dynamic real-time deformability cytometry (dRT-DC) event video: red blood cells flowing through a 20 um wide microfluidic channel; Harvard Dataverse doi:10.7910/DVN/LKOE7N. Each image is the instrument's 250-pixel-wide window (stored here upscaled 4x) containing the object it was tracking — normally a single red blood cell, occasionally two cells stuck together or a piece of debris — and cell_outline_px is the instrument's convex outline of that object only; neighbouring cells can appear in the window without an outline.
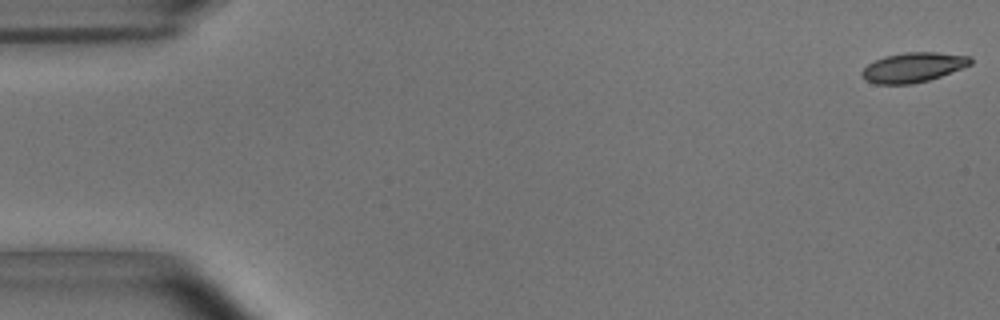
{"species": "common noctule bat (a hibernating species)", "species_latin": "Nyctalus noctula", "temperature_condition": "room temperature", "stored_images_in_passage": 54, "camera_frame_rate_fps": 3000, "um_per_image_px": 0.085, "animal": {"sex": "male", "body_mass_g": 15.6}, "frame": {"image": 1, "passage_image": 1, "time_ms": 0.0, "image_size_px": [1000, 320], "cell_outline_px": [[972, 64], [940, 76], [928, 80], [912, 84], [876, 84], [864, 80], [860, 72], [868, 64], [884, 56], [904, 52], [936, 52], [972, 56]], "centroid_in_image_um": [77.61, 5.72], "position_along_channel_um": 7.4, "area_um2": 18.84}}
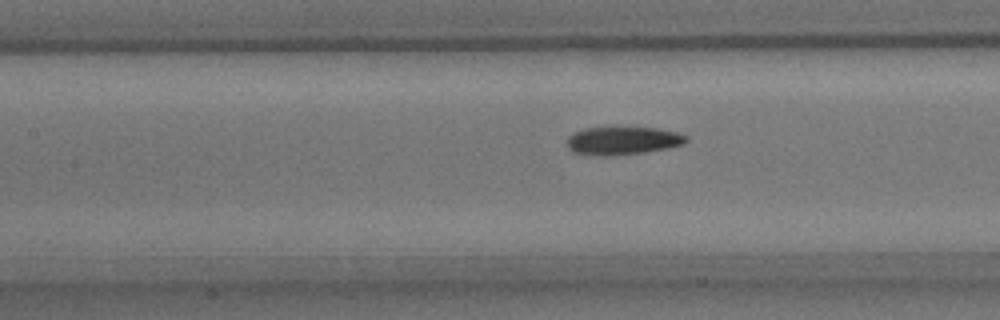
{"frame": {"image": 2, "passage_image": 24, "time_ms": 7.667, "image_size_px": [1000, 320], "cell_outline_px": [[688, 140], [684, 144], [668, 148], [644, 152], [612, 156], [600, 156], [572, 152], [568, 148], [568, 136], [584, 128], [656, 128], [676, 132], [688, 136]], "centroid_in_image_um": [52.95, 11.97], "position_along_channel_um": 154.5, "area_um2": 19.36}}
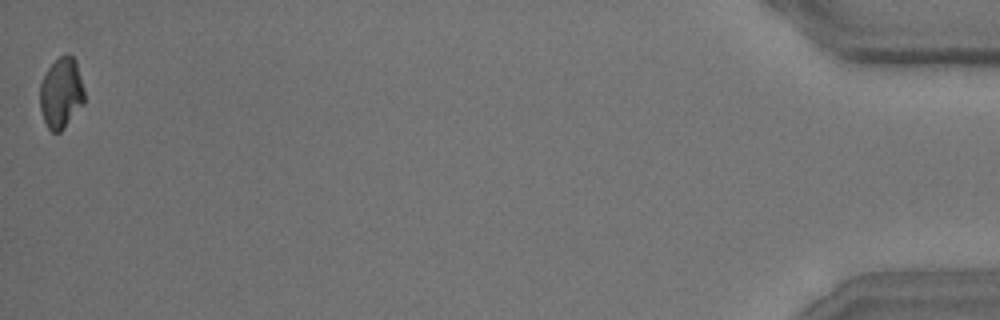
{"frame": {"image": 3, "passage_image": 54, "time_ms": 17.667, "image_size_px": [1000, 320], "cell_outline_px": [[84, 104], [64, 128], [60, 132], [52, 132], [48, 128], [44, 120], [40, 108], [40, 84], [48, 68], [60, 56], [68, 52], [76, 60], [84, 88]], "centroid_in_image_um": [5.22, 7.9], "position_along_channel_um": 430.0, "area_um2": 18.38}, "authors_computed_cell_mechanics": {"area_um2": 19.5942, "velocity_mm_per_s": 3.689, "shape_relaxation_time_tau1_ms": 3.0936, "shape_relaxation_time_tau2_ms": 3.0791, "deformation_change_tau1": 0.1247, "deformation_change_tau2": 0.0855}}